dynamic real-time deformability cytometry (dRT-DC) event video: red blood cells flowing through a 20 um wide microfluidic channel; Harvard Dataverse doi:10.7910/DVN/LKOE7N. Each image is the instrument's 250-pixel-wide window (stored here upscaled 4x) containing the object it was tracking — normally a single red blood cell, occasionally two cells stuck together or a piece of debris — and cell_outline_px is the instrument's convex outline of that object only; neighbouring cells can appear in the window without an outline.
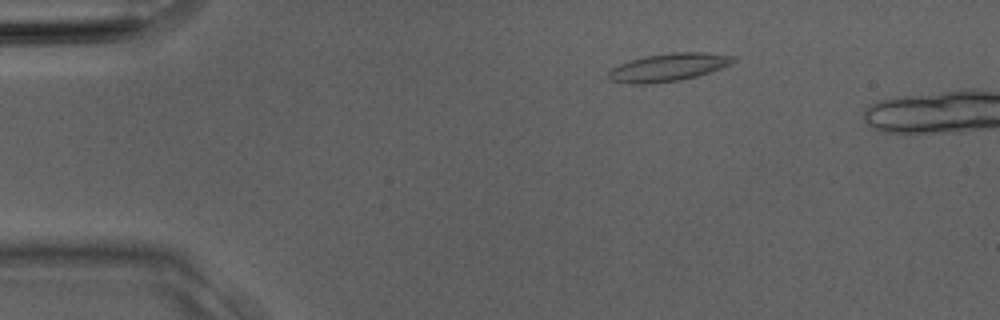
{"species": "Egyptian fruit bat (a non-hibernating species)", "species_latin": "Rousettus aegyptiacus", "temperature_condition": "room temperature", "stored_images_in_passage": 2, "camera_frame_rate_fps": 3000, "um_per_image_px": 0.085, "animal": {"sex": "male"}, "frame": {"image": 1, "passage_image": 1, "time_ms": 0.0, "image_size_px": [1000, 320], "cell_outline_px": [[736, 60], [732, 64], [696, 76], [680, 80], [648, 84], [632, 84], [608, 80], [608, 72], [612, 68], [620, 64], [644, 56], [672, 52], [704, 52], [736, 56]], "centroid_in_image_um": [56.81, 5.72], "position_along_channel_um": 28.2, "area_um2": 20.23}}